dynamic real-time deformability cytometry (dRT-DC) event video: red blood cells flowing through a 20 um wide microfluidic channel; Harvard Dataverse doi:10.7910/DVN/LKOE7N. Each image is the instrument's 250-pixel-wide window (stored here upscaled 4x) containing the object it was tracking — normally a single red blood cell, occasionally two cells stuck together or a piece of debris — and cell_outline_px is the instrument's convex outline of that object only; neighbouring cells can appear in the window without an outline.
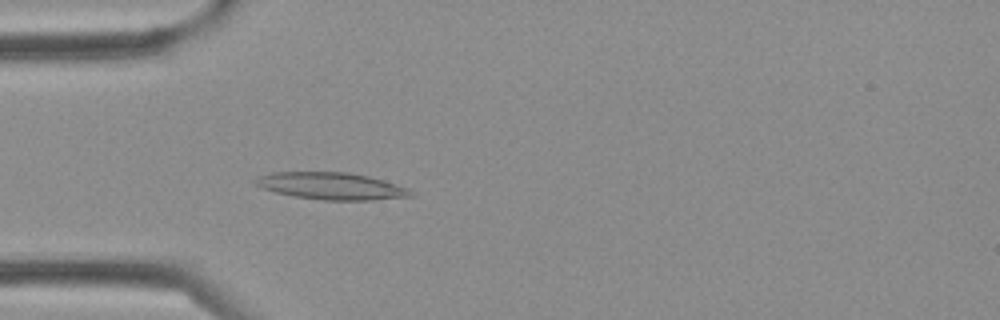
{"species": "Egyptian fruit bat (a non-hibernating species)", "species_latin": "Rousettus aegyptiacus", "temperature_condition": "cold", "stored_images_in_passage": 3, "camera_frame_rate_fps": 3000, "um_per_image_px": 0.085, "frame": {"image": 1, "passage_image": 3, "time_ms": 0.667, "image_size_px": [1000, 320], "cell_outline_px": [[416, 196], [372, 200], [324, 200], [296, 196], [276, 192], [264, 188], [256, 184], [252, 180], [256, 176], [272, 172], [348, 172], [368, 176], [384, 180], [408, 188], [416, 192]], "centroid_in_image_um": [28.21, 15.81], "position_along_channel_um": 56.8, "area_um2": 24.57}}